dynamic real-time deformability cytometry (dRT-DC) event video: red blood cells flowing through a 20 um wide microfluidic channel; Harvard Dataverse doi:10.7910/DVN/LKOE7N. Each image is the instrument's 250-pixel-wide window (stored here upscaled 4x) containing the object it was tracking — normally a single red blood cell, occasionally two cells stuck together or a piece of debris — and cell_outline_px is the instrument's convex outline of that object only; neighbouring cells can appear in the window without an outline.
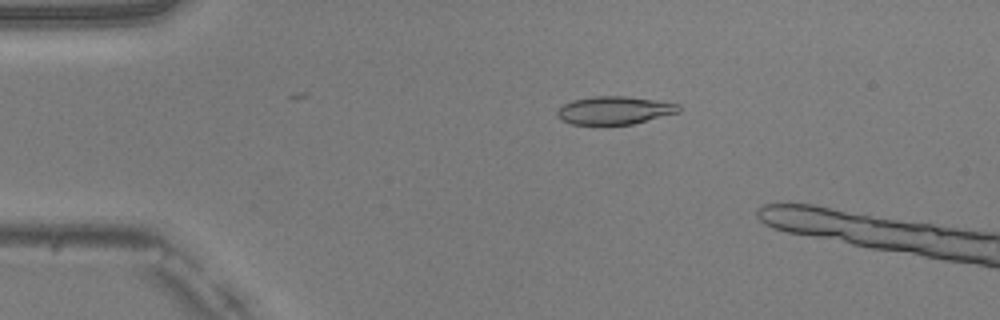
{"species": "common noctule bat (a hibernating species)", "species_latin": "Nyctalus noctula", "temperature_condition": "warm", "stored_images_in_passage": 44, "camera_frame_rate_fps": 3000, "um_per_image_px": 0.085, "animal": {"sex": "male", "body_mass_g": 20.5, "forearm_length_mm": 52.5}, "frame": {"image": 1, "passage_image": 10, "time_ms": 3.0, "image_size_px": [1000, 320], "cell_outline_px": [[680, 112], [632, 124], [572, 124], [560, 120], [556, 116], [556, 112], [564, 104], [572, 100], [592, 96], [628, 96], [656, 100], [680, 104]], "centroid_in_image_um": [52.22, 9.37], "position_along_channel_um": 32.8, "area_um2": 19.88}}
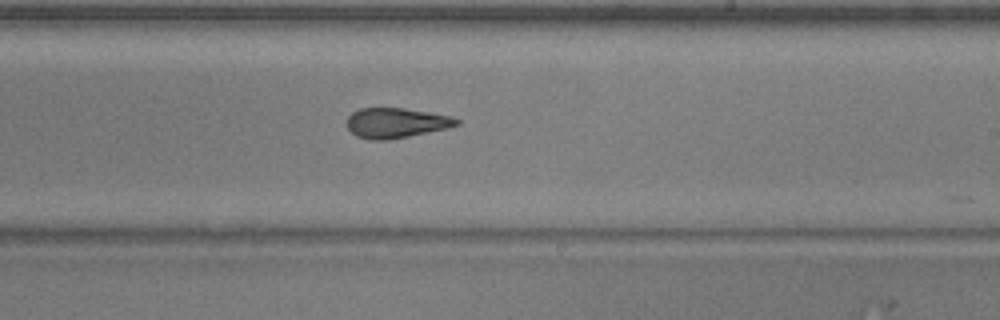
{"frame": {"image": 2, "passage_image": 30, "time_ms": 9.667, "image_size_px": [1000, 320], "cell_outline_px": [[460, 124], [444, 128], [408, 136], [388, 140], [368, 140], [356, 136], [348, 128], [348, 116], [352, 112], [360, 108], [404, 108], [452, 116], [460, 120]], "centroid_in_image_um": [33.64, 10.44], "position_along_channel_um": 255.4, "area_um2": 19.02}}
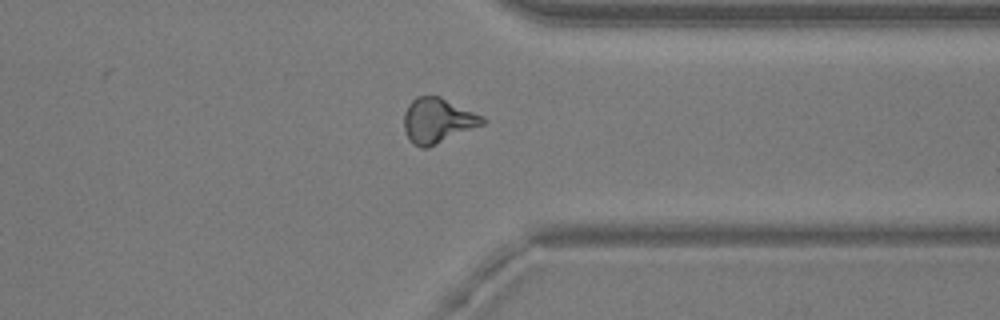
{"frame": {"image": 3, "passage_image": 39, "time_ms": 12.667, "image_size_px": [1000, 320], "cell_outline_px": [[488, 120], [484, 124], [428, 148], [420, 148], [412, 144], [404, 128], [404, 112], [408, 104], [416, 96], [440, 96], [484, 116]], "centroid_in_image_um": [37.21, 10.25], "position_along_channel_um": 374.2, "area_um2": 20.75}}